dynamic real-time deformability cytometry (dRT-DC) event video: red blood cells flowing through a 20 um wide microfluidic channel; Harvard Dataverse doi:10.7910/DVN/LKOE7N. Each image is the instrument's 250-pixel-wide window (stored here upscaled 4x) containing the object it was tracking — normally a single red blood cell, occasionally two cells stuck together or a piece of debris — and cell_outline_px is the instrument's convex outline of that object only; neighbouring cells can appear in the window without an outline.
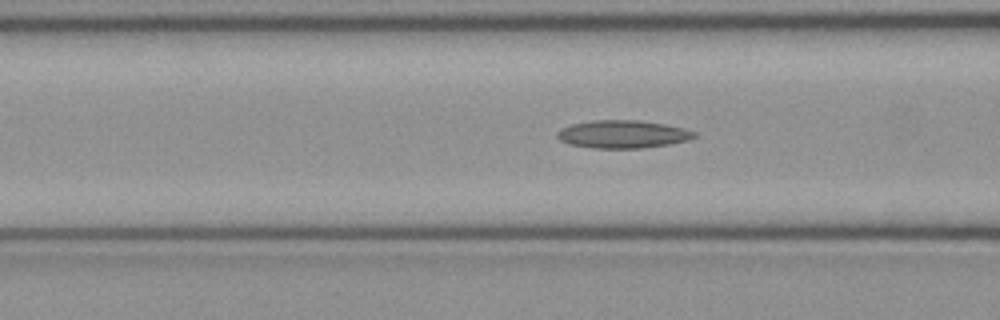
{"species": "common noctule bat (a hibernating species)", "species_latin": "Nyctalus noctula", "temperature_condition": "cold", "stored_images_in_passage": 37, "camera_frame_rate_fps": 3000, "um_per_image_px": 0.085, "animal": {"sex": "female", "body_mass_g": 21.9}, "frame": {"image": 1, "passage_image": 9, "time_ms": 2.667, "image_size_px": [1000, 320], "cell_outline_px": [[696, 136], [688, 140], [668, 144], [644, 148], [592, 148], [572, 144], [560, 140], [556, 136], [556, 132], [572, 124], [592, 120], [636, 120], [664, 124], [684, 128], [696, 132]], "centroid_in_image_um": [52.94, 11.41], "position_along_channel_um": 113.7, "area_um2": 22.08}}
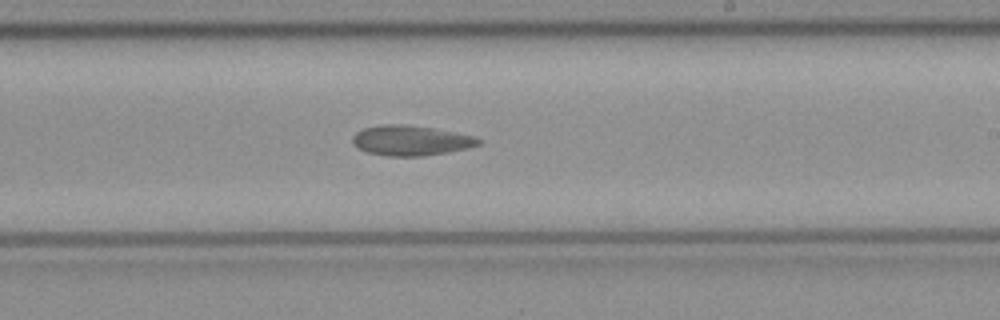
{"frame": {"image": 2, "passage_image": 20, "time_ms": 6.333, "image_size_px": [1000, 320], "cell_outline_px": [[480, 144], [468, 148], [448, 152], [424, 156], [388, 156], [368, 152], [352, 144], [352, 136], [356, 132], [364, 128], [380, 124], [404, 124], [432, 128], [472, 136], [480, 140]], "centroid_in_image_um": [34.87, 11.94], "position_along_channel_um": 254.1, "area_um2": 21.91}}
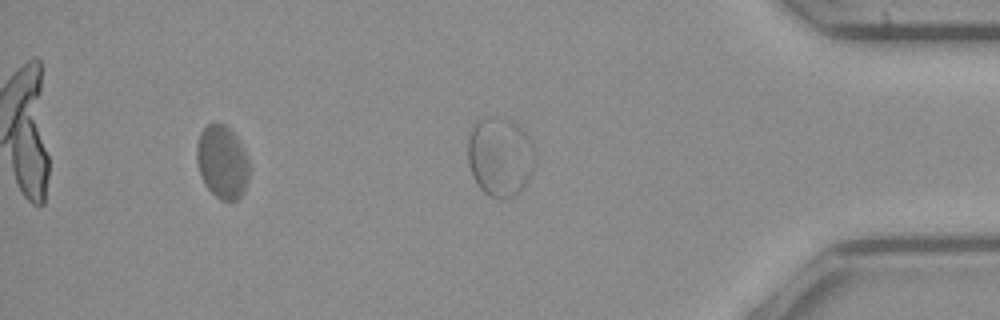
{"frame": {"image": 3, "passage_image": 33, "time_ms": 10.667, "image_size_px": [1000, 320], "cell_outline_px": [[248, 176], [244, 192], [236, 200], [220, 200], [204, 184], [196, 160], [196, 144], [200, 132], [208, 124], [216, 120], [224, 124], [240, 140], [248, 156]], "centroid_in_image_um": [18.88, 13.72], "position_along_channel_um": 416.3, "area_um2": 22.6}, "authors_computed_cell_mechanics": {"area_um2": 22.1374, "velocity_mm_per_s": 3.8331, "shape_relaxation_time_tau1_ms": null, "shape_relaxation_time_tau2_ms": 5.773, "deformation_change_tau1": null, "deformation_change_tau2": 0.0749}}